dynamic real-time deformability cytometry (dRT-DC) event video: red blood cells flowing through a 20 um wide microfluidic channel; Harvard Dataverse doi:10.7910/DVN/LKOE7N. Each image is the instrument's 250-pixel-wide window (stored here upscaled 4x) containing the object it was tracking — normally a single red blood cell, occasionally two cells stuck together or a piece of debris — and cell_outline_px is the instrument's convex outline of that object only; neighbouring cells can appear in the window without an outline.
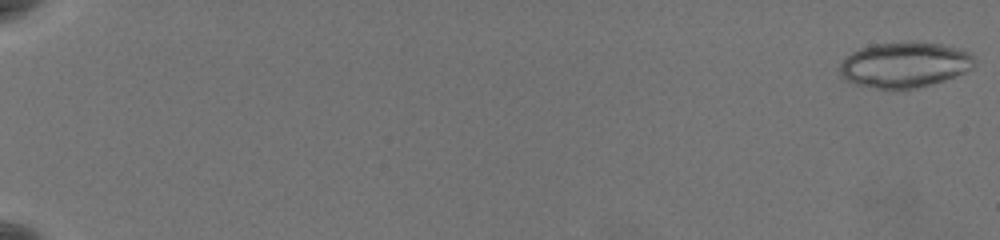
{"species": "common noctule bat (a hibernating species)", "species_latin": "Nyctalus noctula", "temperature_condition": "warm", "stored_images_in_passage": 59, "camera_frame_rate_fps": 3000, "um_per_image_px": 0.085, "animal": {"sex": "female", "body_mass_g": 19.5, "forearm_length_mm": 54.1}, "frame": {"image": 1, "passage_image": 1, "time_ms": 0.0, "image_size_px": [1000, 240], "cell_outline_px": [[972, 68], [956, 76], [944, 80], [904, 92], [892, 92], [856, 84], [848, 80], [840, 72], [840, 64], [852, 52], [860, 48], [876, 44], [908, 40], [916, 40], [940, 44], [956, 48], [968, 52], [972, 56]], "centroid_in_image_um": [76.88, 5.53], "position_along_channel_um": 8.1, "area_um2": 36.18}}
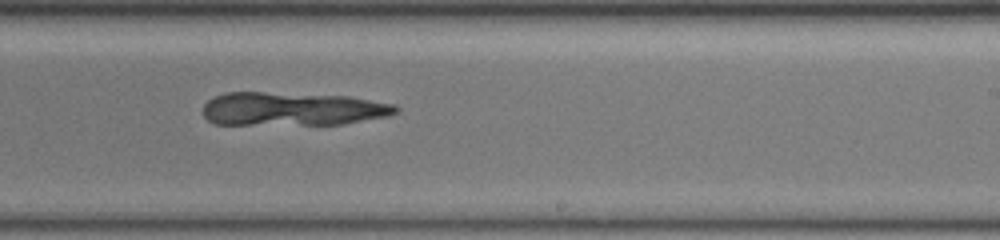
{"frame": {"image": 2, "passage_image": 40, "time_ms": 13.0, "image_size_px": [1000, 240], "cell_outline_px": [[400, 108], [396, 112], [388, 116], [344, 124], [216, 124], [208, 120], [204, 116], [204, 104], [208, 100], [224, 92], [264, 92], [348, 96], [396, 104]], "centroid_in_image_um": [24.88, 9.25], "position_along_channel_um": 264.1, "area_um2": 37.63}}
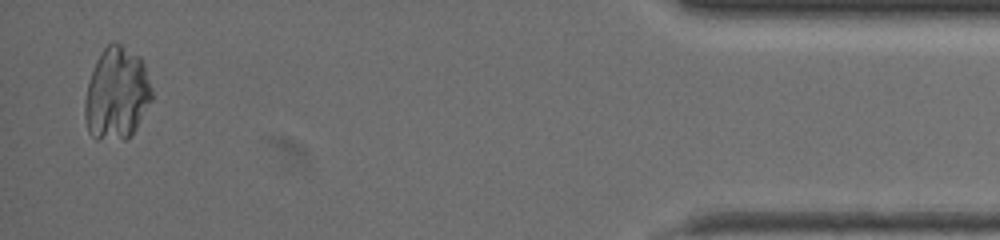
{"frame": {"image": 3, "passage_image": 58, "time_ms": 19.0, "image_size_px": [1000, 240], "cell_outline_px": [[152, 100], [132, 136], [124, 140], [96, 140], [88, 132], [84, 116], [84, 100], [88, 84], [96, 60], [104, 48], [108, 44], [120, 44], [140, 56], [144, 64], [152, 88]], "centroid_in_image_um": [9.92, 8.02], "position_along_channel_um": 425.3, "area_um2": 36.36}}